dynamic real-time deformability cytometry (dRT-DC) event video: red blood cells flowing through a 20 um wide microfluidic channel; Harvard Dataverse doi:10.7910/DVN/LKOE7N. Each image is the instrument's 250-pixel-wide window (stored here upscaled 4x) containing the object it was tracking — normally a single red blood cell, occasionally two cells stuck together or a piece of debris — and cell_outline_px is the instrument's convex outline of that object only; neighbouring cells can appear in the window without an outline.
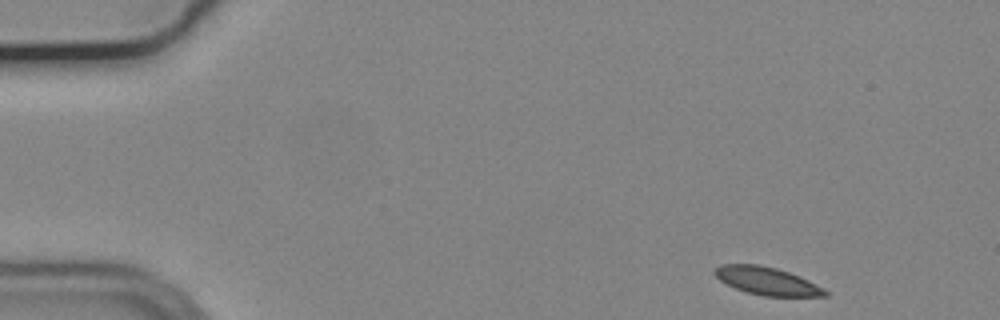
{"species": "common noctule bat (a hibernating species)", "species_latin": "Nyctalus noctula", "temperature_condition": "cold", "stored_images_in_passage": 10, "camera_frame_rate_fps": 3000, "um_per_image_px": 0.085, "animal": {"sex": "male", "body_mass_g": 19.2, "forearm_length_mm": 51.8}, "frame": {"image": 1, "passage_image": 1, "time_ms": 0.0, "image_size_px": [1000, 320], "cell_outline_px": [[828, 296], [764, 296], [748, 292], [736, 288], [720, 280], [712, 272], [720, 264], [760, 264], [776, 268], [800, 276], [824, 288], [828, 292]], "centroid_in_image_um": [65.2, 23.87], "position_along_channel_um": 19.8, "area_um2": 17.8}}